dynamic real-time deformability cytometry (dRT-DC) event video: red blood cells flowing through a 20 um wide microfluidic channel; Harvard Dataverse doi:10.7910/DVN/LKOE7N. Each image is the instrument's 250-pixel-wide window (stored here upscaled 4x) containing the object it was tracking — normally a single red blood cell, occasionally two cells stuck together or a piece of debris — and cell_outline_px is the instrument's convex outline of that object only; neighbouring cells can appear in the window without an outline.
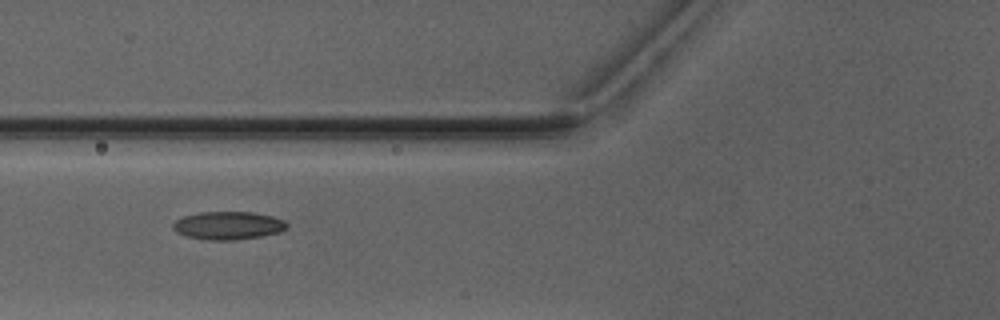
{"species": "Egyptian fruit bat (a non-hibernating species)", "species_latin": "Rousettus aegyptiacus", "temperature_condition": "warm", "stored_images_in_passage": 6, "camera_frame_rate_fps": 3000, "um_per_image_px": 0.085, "animal": {"sex": "male"}, "frame": {"image": 1, "passage_image": 4, "time_ms": 3.333, "image_size_px": [1000, 320], "cell_outline_px": [[288, 228], [280, 232], [260, 236], [236, 240], [212, 240], [188, 236], [176, 232], [172, 228], [172, 224], [176, 220], [184, 216], [200, 212], [252, 212], [272, 216], [284, 220], [288, 224]], "centroid_in_image_um": [19.41, 19.16], "position_along_channel_um": 106.4, "area_um2": 18.55}}
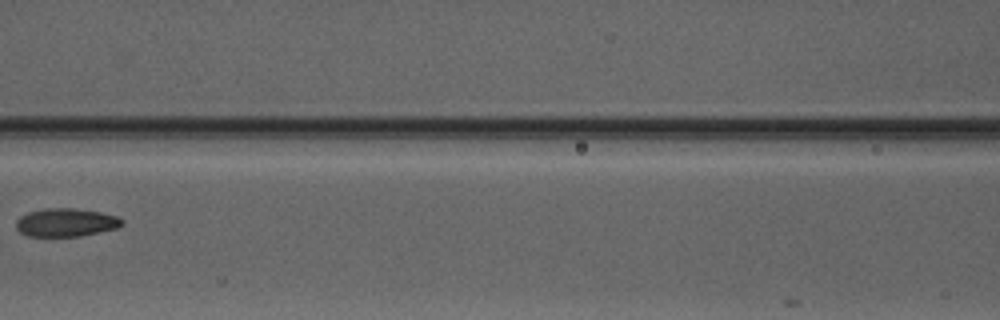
{"frame": {"image": 2, "passage_image": 5, "time_ms": 4.667, "image_size_px": [1000, 320], "cell_outline_px": [[124, 224], [116, 228], [100, 232], [80, 236], [28, 236], [20, 232], [16, 228], [16, 220], [20, 216], [28, 212], [44, 208], [72, 208], [100, 212], [116, 216], [124, 220]], "centroid_in_image_um": [5.59, 18.91], "position_along_channel_um": 161.0, "area_um2": 17.46}}